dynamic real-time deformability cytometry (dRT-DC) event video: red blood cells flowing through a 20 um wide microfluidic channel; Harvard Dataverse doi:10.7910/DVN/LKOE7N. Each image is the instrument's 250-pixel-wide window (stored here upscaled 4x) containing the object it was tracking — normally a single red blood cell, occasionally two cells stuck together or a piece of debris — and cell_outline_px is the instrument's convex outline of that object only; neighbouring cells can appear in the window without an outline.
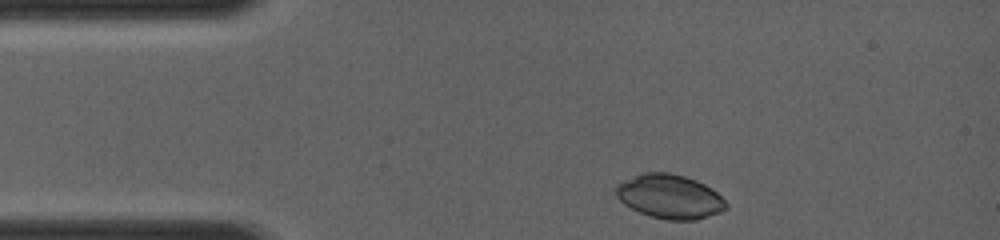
{"species": "common noctule bat (a hibernating species)", "species_latin": "Nyctalus noctula", "temperature_condition": "room temperature", "stored_images_in_passage": 2, "camera_frame_rate_fps": 4000, "um_per_image_px": 0.085, "animal": {"sex": "female", "body_mass_g": 19.0, "forearm_length_mm": 56.7}, "frame": {"image": 1, "passage_image": 1, "time_ms": 0.0, "image_size_px": [1000, 240], "cell_outline_px": [[728, 208], [720, 212], [696, 220], [668, 220], [652, 216], [640, 212], [624, 204], [616, 196], [616, 184], [640, 172], [668, 172], [684, 176], [696, 180], [712, 188], [728, 204]], "centroid_in_image_um": [56.92, 16.69], "position_along_channel_um": 28.1, "area_um2": 28.32}}